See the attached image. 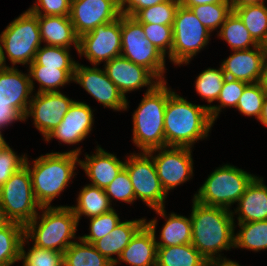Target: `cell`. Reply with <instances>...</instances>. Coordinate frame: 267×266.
<instances>
[{"mask_svg":"<svg viewBox=\"0 0 267 266\" xmlns=\"http://www.w3.org/2000/svg\"><path fill=\"white\" fill-rule=\"evenodd\" d=\"M192 201L191 244L208 263L231 262L232 260L221 256L220 252L234 248L236 225L233 210L204 205L194 199Z\"/></svg>","mask_w":267,"mask_h":266,"instance_id":"cell-1","label":"cell"},{"mask_svg":"<svg viewBox=\"0 0 267 266\" xmlns=\"http://www.w3.org/2000/svg\"><path fill=\"white\" fill-rule=\"evenodd\" d=\"M170 89L164 117L166 147L192 148L207 139L214 121L206 105L193 104Z\"/></svg>","mask_w":267,"mask_h":266,"instance_id":"cell-2","label":"cell"},{"mask_svg":"<svg viewBox=\"0 0 267 266\" xmlns=\"http://www.w3.org/2000/svg\"><path fill=\"white\" fill-rule=\"evenodd\" d=\"M80 154L81 147L66 152L47 153L33 160V165L26 158L25 166L31 175L34 196L41 207H51L53 199L69 186L77 174L75 169L76 164L79 165Z\"/></svg>","mask_w":267,"mask_h":266,"instance_id":"cell-3","label":"cell"},{"mask_svg":"<svg viewBox=\"0 0 267 266\" xmlns=\"http://www.w3.org/2000/svg\"><path fill=\"white\" fill-rule=\"evenodd\" d=\"M168 98L167 81L160 82L151 91L145 92L134 110L132 140L141 152L166 147L164 117Z\"/></svg>","mask_w":267,"mask_h":266,"instance_id":"cell-4","label":"cell"},{"mask_svg":"<svg viewBox=\"0 0 267 266\" xmlns=\"http://www.w3.org/2000/svg\"><path fill=\"white\" fill-rule=\"evenodd\" d=\"M37 216L24 226V236L33 245L64 253L79 239L76 237L77 217L69 206L41 207Z\"/></svg>","mask_w":267,"mask_h":266,"instance_id":"cell-5","label":"cell"},{"mask_svg":"<svg viewBox=\"0 0 267 266\" xmlns=\"http://www.w3.org/2000/svg\"><path fill=\"white\" fill-rule=\"evenodd\" d=\"M255 177L241 168L225 164L210 173L193 199L204 205L230 209Z\"/></svg>","mask_w":267,"mask_h":266,"instance_id":"cell-6","label":"cell"},{"mask_svg":"<svg viewBox=\"0 0 267 266\" xmlns=\"http://www.w3.org/2000/svg\"><path fill=\"white\" fill-rule=\"evenodd\" d=\"M38 209L41 206L34 196L31 175L24 166L0 187L1 219L25 226L40 214Z\"/></svg>","mask_w":267,"mask_h":266,"instance_id":"cell-7","label":"cell"},{"mask_svg":"<svg viewBox=\"0 0 267 266\" xmlns=\"http://www.w3.org/2000/svg\"><path fill=\"white\" fill-rule=\"evenodd\" d=\"M0 39L12 67L16 64L30 65L42 43L38 15L26 10L8 24Z\"/></svg>","mask_w":267,"mask_h":266,"instance_id":"cell-8","label":"cell"},{"mask_svg":"<svg viewBox=\"0 0 267 266\" xmlns=\"http://www.w3.org/2000/svg\"><path fill=\"white\" fill-rule=\"evenodd\" d=\"M121 40V56L148 69L160 82L166 81V56L149 42L134 17L121 15Z\"/></svg>","mask_w":267,"mask_h":266,"instance_id":"cell-9","label":"cell"},{"mask_svg":"<svg viewBox=\"0 0 267 266\" xmlns=\"http://www.w3.org/2000/svg\"><path fill=\"white\" fill-rule=\"evenodd\" d=\"M171 62L180 66L189 64L209 43L211 32L203 26L195 14L181 4L177 8L173 26Z\"/></svg>","mask_w":267,"mask_h":266,"instance_id":"cell-10","label":"cell"},{"mask_svg":"<svg viewBox=\"0 0 267 266\" xmlns=\"http://www.w3.org/2000/svg\"><path fill=\"white\" fill-rule=\"evenodd\" d=\"M125 160L136 199L142 200L151 209L165 207L167 193L163 189L152 156L148 152L132 153Z\"/></svg>","mask_w":267,"mask_h":266,"instance_id":"cell-11","label":"cell"},{"mask_svg":"<svg viewBox=\"0 0 267 266\" xmlns=\"http://www.w3.org/2000/svg\"><path fill=\"white\" fill-rule=\"evenodd\" d=\"M148 153L152 156L157 175L167 194L169 190H173L193 176L192 148L163 147L150 150Z\"/></svg>","mask_w":267,"mask_h":266,"instance_id":"cell-12","label":"cell"},{"mask_svg":"<svg viewBox=\"0 0 267 266\" xmlns=\"http://www.w3.org/2000/svg\"><path fill=\"white\" fill-rule=\"evenodd\" d=\"M121 16L79 37L78 54L92 65L104 64L121 55Z\"/></svg>","mask_w":267,"mask_h":266,"instance_id":"cell-13","label":"cell"},{"mask_svg":"<svg viewBox=\"0 0 267 266\" xmlns=\"http://www.w3.org/2000/svg\"><path fill=\"white\" fill-rule=\"evenodd\" d=\"M123 14L121 0H71L70 21L78 37Z\"/></svg>","mask_w":267,"mask_h":266,"instance_id":"cell-14","label":"cell"},{"mask_svg":"<svg viewBox=\"0 0 267 266\" xmlns=\"http://www.w3.org/2000/svg\"><path fill=\"white\" fill-rule=\"evenodd\" d=\"M73 82L81 85L85 91L106 108L114 111H125L129 106L127 98L108 78L106 71L96 67H88L76 63Z\"/></svg>","mask_w":267,"mask_h":266,"instance_id":"cell-15","label":"cell"},{"mask_svg":"<svg viewBox=\"0 0 267 266\" xmlns=\"http://www.w3.org/2000/svg\"><path fill=\"white\" fill-rule=\"evenodd\" d=\"M34 95L24 116V122L28 117H32L35 128L46 139L62 122L75 100L70 99L61 91L35 93Z\"/></svg>","mask_w":267,"mask_h":266,"instance_id":"cell-16","label":"cell"},{"mask_svg":"<svg viewBox=\"0 0 267 266\" xmlns=\"http://www.w3.org/2000/svg\"><path fill=\"white\" fill-rule=\"evenodd\" d=\"M108 78L126 98V93L147 87L151 91L160 81L146 68L123 56H118L104 64Z\"/></svg>","mask_w":267,"mask_h":266,"instance_id":"cell-17","label":"cell"},{"mask_svg":"<svg viewBox=\"0 0 267 266\" xmlns=\"http://www.w3.org/2000/svg\"><path fill=\"white\" fill-rule=\"evenodd\" d=\"M266 60V48L259 45L246 50H233V53L221 63V68L226 78L248 84L257 83L261 80Z\"/></svg>","mask_w":267,"mask_h":266,"instance_id":"cell-18","label":"cell"},{"mask_svg":"<svg viewBox=\"0 0 267 266\" xmlns=\"http://www.w3.org/2000/svg\"><path fill=\"white\" fill-rule=\"evenodd\" d=\"M85 102L74 101L62 122L49 134L44 141L56 138L58 142L75 145L82 142L91 133L94 124V114Z\"/></svg>","mask_w":267,"mask_h":266,"instance_id":"cell-19","label":"cell"},{"mask_svg":"<svg viewBox=\"0 0 267 266\" xmlns=\"http://www.w3.org/2000/svg\"><path fill=\"white\" fill-rule=\"evenodd\" d=\"M156 225L157 219L145 222L122 251L114 266L121 262L130 266H156Z\"/></svg>","mask_w":267,"mask_h":266,"instance_id":"cell-20","label":"cell"},{"mask_svg":"<svg viewBox=\"0 0 267 266\" xmlns=\"http://www.w3.org/2000/svg\"><path fill=\"white\" fill-rule=\"evenodd\" d=\"M29 73H22L17 67H9L0 72V105L16 108L26 115L33 97Z\"/></svg>","mask_w":267,"mask_h":266,"instance_id":"cell-21","label":"cell"},{"mask_svg":"<svg viewBox=\"0 0 267 266\" xmlns=\"http://www.w3.org/2000/svg\"><path fill=\"white\" fill-rule=\"evenodd\" d=\"M96 148L95 154H86L84 160H79V166L84 169L91 185L105 189L124 168L125 161L99 145Z\"/></svg>","mask_w":267,"mask_h":266,"instance_id":"cell-22","label":"cell"},{"mask_svg":"<svg viewBox=\"0 0 267 266\" xmlns=\"http://www.w3.org/2000/svg\"><path fill=\"white\" fill-rule=\"evenodd\" d=\"M232 215L238 214L237 223L267 220V186L263 178L255 177L237 202Z\"/></svg>","mask_w":267,"mask_h":266,"instance_id":"cell-23","label":"cell"},{"mask_svg":"<svg viewBox=\"0 0 267 266\" xmlns=\"http://www.w3.org/2000/svg\"><path fill=\"white\" fill-rule=\"evenodd\" d=\"M42 42L49 46L79 49V37L68 16H38Z\"/></svg>","mask_w":267,"mask_h":266,"instance_id":"cell-24","label":"cell"},{"mask_svg":"<svg viewBox=\"0 0 267 266\" xmlns=\"http://www.w3.org/2000/svg\"><path fill=\"white\" fill-rule=\"evenodd\" d=\"M146 221L144 218L121 221L109 234L95 241L93 246L110 262L115 264L122 251ZM113 255H116L117 258L112 257Z\"/></svg>","mask_w":267,"mask_h":266,"instance_id":"cell-25","label":"cell"},{"mask_svg":"<svg viewBox=\"0 0 267 266\" xmlns=\"http://www.w3.org/2000/svg\"><path fill=\"white\" fill-rule=\"evenodd\" d=\"M159 216L166 219L160 233V241L156 240L157 247L177 246L192 242L191 217L175 214L167 216L165 207L154 210Z\"/></svg>","mask_w":267,"mask_h":266,"instance_id":"cell-26","label":"cell"},{"mask_svg":"<svg viewBox=\"0 0 267 266\" xmlns=\"http://www.w3.org/2000/svg\"><path fill=\"white\" fill-rule=\"evenodd\" d=\"M77 205L69 206L77 217V221L82 215L88 218L97 217L114 209L110 203L104 189L88 184L79 192Z\"/></svg>","mask_w":267,"mask_h":266,"instance_id":"cell-27","label":"cell"},{"mask_svg":"<svg viewBox=\"0 0 267 266\" xmlns=\"http://www.w3.org/2000/svg\"><path fill=\"white\" fill-rule=\"evenodd\" d=\"M208 261L191 244L157 247L156 266H207Z\"/></svg>","mask_w":267,"mask_h":266,"instance_id":"cell-28","label":"cell"},{"mask_svg":"<svg viewBox=\"0 0 267 266\" xmlns=\"http://www.w3.org/2000/svg\"><path fill=\"white\" fill-rule=\"evenodd\" d=\"M24 238V226L17 222L0 224V266H12L20 261V248Z\"/></svg>","mask_w":267,"mask_h":266,"instance_id":"cell-29","label":"cell"},{"mask_svg":"<svg viewBox=\"0 0 267 266\" xmlns=\"http://www.w3.org/2000/svg\"><path fill=\"white\" fill-rule=\"evenodd\" d=\"M75 70H60L58 67H45L42 65H29L32 89L35 90L34 80L39 83L36 93L60 92L59 88L73 81Z\"/></svg>","mask_w":267,"mask_h":266,"instance_id":"cell-30","label":"cell"},{"mask_svg":"<svg viewBox=\"0 0 267 266\" xmlns=\"http://www.w3.org/2000/svg\"><path fill=\"white\" fill-rule=\"evenodd\" d=\"M218 32V37L230 46V50H246L259 44L253 39L243 21L232 11L225 19Z\"/></svg>","mask_w":267,"mask_h":266,"instance_id":"cell-31","label":"cell"},{"mask_svg":"<svg viewBox=\"0 0 267 266\" xmlns=\"http://www.w3.org/2000/svg\"><path fill=\"white\" fill-rule=\"evenodd\" d=\"M243 21L253 39L259 45L267 44V6L263 4L245 5L232 8Z\"/></svg>","mask_w":267,"mask_h":266,"instance_id":"cell-32","label":"cell"},{"mask_svg":"<svg viewBox=\"0 0 267 266\" xmlns=\"http://www.w3.org/2000/svg\"><path fill=\"white\" fill-rule=\"evenodd\" d=\"M79 241V242H78ZM64 252V266H114L91 243L79 240Z\"/></svg>","mask_w":267,"mask_h":266,"instance_id":"cell-33","label":"cell"},{"mask_svg":"<svg viewBox=\"0 0 267 266\" xmlns=\"http://www.w3.org/2000/svg\"><path fill=\"white\" fill-rule=\"evenodd\" d=\"M240 230L234 236V248L259 252L267 249V220L238 223Z\"/></svg>","mask_w":267,"mask_h":266,"instance_id":"cell-34","label":"cell"},{"mask_svg":"<svg viewBox=\"0 0 267 266\" xmlns=\"http://www.w3.org/2000/svg\"><path fill=\"white\" fill-rule=\"evenodd\" d=\"M70 49L58 46L44 45L36 52L34 61L30 65L58 67L60 70H75L76 61L71 58Z\"/></svg>","mask_w":267,"mask_h":266,"instance_id":"cell-35","label":"cell"},{"mask_svg":"<svg viewBox=\"0 0 267 266\" xmlns=\"http://www.w3.org/2000/svg\"><path fill=\"white\" fill-rule=\"evenodd\" d=\"M180 0H169L140 10L134 18L140 24H161L173 26Z\"/></svg>","mask_w":267,"mask_h":266,"instance_id":"cell-36","label":"cell"},{"mask_svg":"<svg viewBox=\"0 0 267 266\" xmlns=\"http://www.w3.org/2000/svg\"><path fill=\"white\" fill-rule=\"evenodd\" d=\"M195 81V90L202 99H206L208 103L217 101L222 89L225 74L223 69L207 68L203 70Z\"/></svg>","mask_w":267,"mask_h":266,"instance_id":"cell-37","label":"cell"},{"mask_svg":"<svg viewBox=\"0 0 267 266\" xmlns=\"http://www.w3.org/2000/svg\"><path fill=\"white\" fill-rule=\"evenodd\" d=\"M25 243L29 244V240L24 236L20 248V261H23V266H64V253L35 245L26 252Z\"/></svg>","mask_w":267,"mask_h":266,"instance_id":"cell-38","label":"cell"},{"mask_svg":"<svg viewBox=\"0 0 267 266\" xmlns=\"http://www.w3.org/2000/svg\"><path fill=\"white\" fill-rule=\"evenodd\" d=\"M247 85L248 83L243 81L225 78L222 89L217 98L220 105H207L210 116L214 122L218 118L219 113L222 111L221 109L224 107L236 108L238 100Z\"/></svg>","mask_w":267,"mask_h":266,"instance_id":"cell-39","label":"cell"},{"mask_svg":"<svg viewBox=\"0 0 267 266\" xmlns=\"http://www.w3.org/2000/svg\"><path fill=\"white\" fill-rule=\"evenodd\" d=\"M204 27L211 33L221 28L226 17L232 12L231 4H206L190 8Z\"/></svg>","mask_w":267,"mask_h":266,"instance_id":"cell-40","label":"cell"},{"mask_svg":"<svg viewBox=\"0 0 267 266\" xmlns=\"http://www.w3.org/2000/svg\"><path fill=\"white\" fill-rule=\"evenodd\" d=\"M264 91L260 82L248 84L238 100L236 109L246 116H255L257 120L262 113Z\"/></svg>","mask_w":267,"mask_h":266,"instance_id":"cell-41","label":"cell"},{"mask_svg":"<svg viewBox=\"0 0 267 266\" xmlns=\"http://www.w3.org/2000/svg\"><path fill=\"white\" fill-rule=\"evenodd\" d=\"M89 234L79 236L83 241L93 244L95 241L105 237L121 222L115 209L90 218Z\"/></svg>","mask_w":267,"mask_h":266,"instance_id":"cell-42","label":"cell"},{"mask_svg":"<svg viewBox=\"0 0 267 266\" xmlns=\"http://www.w3.org/2000/svg\"><path fill=\"white\" fill-rule=\"evenodd\" d=\"M149 42L154 45L165 56L168 54V59L171 62V51L173 44L172 26L161 24H141Z\"/></svg>","mask_w":267,"mask_h":266,"instance_id":"cell-43","label":"cell"},{"mask_svg":"<svg viewBox=\"0 0 267 266\" xmlns=\"http://www.w3.org/2000/svg\"><path fill=\"white\" fill-rule=\"evenodd\" d=\"M109 198L132 204L135 201V192L129 174L125 168L115 177V179L104 189ZM113 198V199H112Z\"/></svg>","mask_w":267,"mask_h":266,"instance_id":"cell-44","label":"cell"},{"mask_svg":"<svg viewBox=\"0 0 267 266\" xmlns=\"http://www.w3.org/2000/svg\"><path fill=\"white\" fill-rule=\"evenodd\" d=\"M27 154L17 155L15 151L8 145L0 150V187L22 167L25 166Z\"/></svg>","mask_w":267,"mask_h":266,"instance_id":"cell-45","label":"cell"},{"mask_svg":"<svg viewBox=\"0 0 267 266\" xmlns=\"http://www.w3.org/2000/svg\"><path fill=\"white\" fill-rule=\"evenodd\" d=\"M71 0H36L28 8L38 16H68L70 15Z\"/></svg>","mask_w":267,"mask_h":266,"instance_id":"cell-46","label":"cell"},{"mask_svg":"<svg viewBox=\"0 0 267 266\" xmlns=\"http://www.w3.org/2000/svg\"><path fill=\"white\" fill-rule=\"evenodd\" d=\"M169 0H128L123 5V14L134 17L140 10Z\"/></svg>","mask_w":267,"mask_h":266,"instance_id":"cell-47","label":"cell"},{"mask_svg":"<svg viewBox=\"0 0 267 266\" xmlns=\"http://www.w3.org/2000/svg\"><path fill=\"white\" fill-rule=\"evenodd\" d=\"M15 121H24V116L14 107L0 105V129L11 126Z\"/></svg>","mask_w":267,"mask_h":266,"instance_id":"cell-48","label":"cell"},{"mask_svg":"<svg viewBox=\"0 0 267 266\" xmlns=\"http://www.w3.org/2000/svg\"><path fill=\"white\" fill-rule=\"evenodd\" d=\"M180 4L188 9L197 5L231 4L230 0H180Z\"/></svg>","mask_w":267,"mask_h":266,"instance_id":"cell-49","label":"cell"},{"mask_svg":"<svg viewBox=\"0 0 267 266\" xmlns=\"http://www.w3.org/2000/svg\"><path fill=\"white\" fill-rule=\"evenodd\" d=\"M266 0H230L231 8H239L245 5L263 4Z\"/></svg>","mask_w":267,"mask_h":266,"instance_id":"cell-50","label":"cell"},{"mask_svg":"<svg viewBox=\"0 0 267 266\" xmlns=\"http://www.w3.org/2000/svg\"><path fill=\"white\" fill-rule=\"evenodd\" d=\"M260 83L262 85L265 98H267V60L265 61V64L263 66V72Z\"/></svg>","mask_w":267,"mask_h":266,"instance_id":"cell-51","label":"cell"},{"mask_svg":"<svg viewBox=\"0 0 267 266\" xmlns=\"http://www.w3.org/2000/svg\"><path fill=\"white\" fill-rule=\"evenodd\" d=\"M265 127H267V98L264 99L262 113L258 119Z\"/></svg>","mask_w":267,"mask_h":266,"instance_id":"cell-52","label":"cell"},{"mask_svg":"<svg viewBox=\"0 0 267 266\" xmlns=\"http://www.w3.org/2000/svg\"><path fill=\"white\" fill-rule=\"evenodd\" d=\"M10 66L6 65V56L2 48V42L0 39V72L8 69Z\"/></svg>","mask_w":267,"mask_h":266,"instance_id":"cell-53","label":"cell"},{"mask_svg":"<svg viewBox=\"0 0 267 266\" xmlns=\"http://www.w3.org/2000/svg\"><path fill=\"white\" fill-rule=\"evenodd\" d=\"M211 266H241V265H239L238 262L231 261V262L211 263Z\"/></svg>","mask_w":267,"mask_h":266,"instance_id":"cell-54","label":"cell"},{"mask_svg":"<svg viewBox=\"0 0 267 266\" xmlns=\"http://www.w3.org/2000/svg\"><path fill=\"white\" fill-rule=\"evenodd\" d=\"M2 129H0V150L3 149L6 145H8L3 137Z\"/></svg>","mask_w":267,"mask_h":266,"instance_id":"cell-55","label":"cell"},{"mask_svg":"<svg viewBox=\"0 0 267 266\" xmlns=\"http://www.w3.org/2000/svg\"><path fill=\"white\" fill-rule=\"evenodd\" d=\"M128 0H121L122 6L127 2Z\"/></svg>","mask_w":267,"mask_h":266,"instance_id":"cell-56","label":"cell"}]
</instances>
